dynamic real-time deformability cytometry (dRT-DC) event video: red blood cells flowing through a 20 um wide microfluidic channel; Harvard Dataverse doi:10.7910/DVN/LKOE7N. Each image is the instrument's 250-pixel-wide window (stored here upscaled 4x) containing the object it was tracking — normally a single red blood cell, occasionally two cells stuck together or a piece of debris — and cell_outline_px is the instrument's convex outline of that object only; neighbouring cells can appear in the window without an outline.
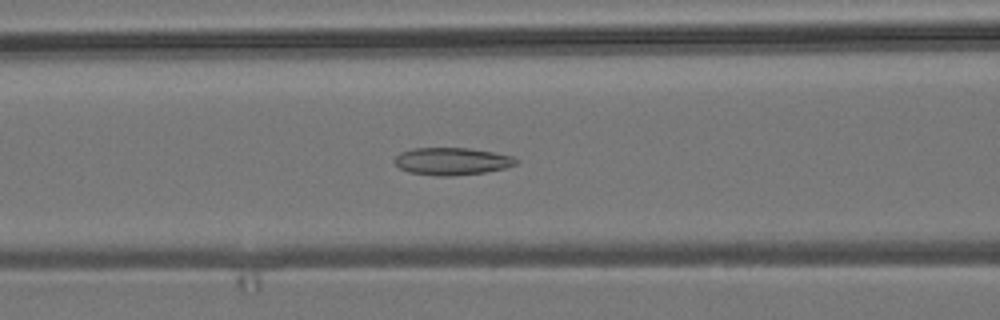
{"species": "common noctule bat (a hibernating species)", "species_latin": "Nyctalus noctula", "temperature_condition": "room temperature", "stored_images_in_passage": 43, "camera_frame_rate_fps": 3000, "um_per_image_px": 0.085, "animal": {"sex": "male", "body_mass_g": 19.2, "forearm_length_mm": 51.8}, "frame": {"image": 1, "passage_image": 12, "time_ms": 3.667, "image_size_px": [1000, 320], "cell_outline_px": [[520, 160], [516, 164], [504, 168], [484, 172], [448, 176], [436, 176], [408, 172], [400, 168], [396, 164], [396, 156], [400, 152], [412, 148], [468, 148], [492, 152], [512, 156]], "centroid_in_image_um": [38.41, 13.7], "position_along_channel_um": 128.2, "area_um2": 19.25}}
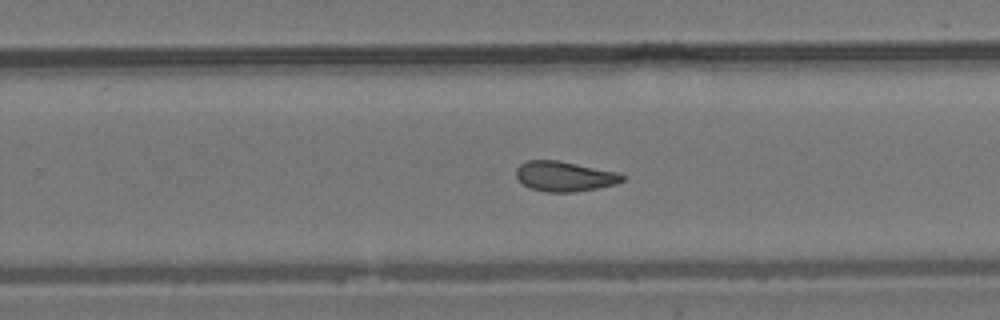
{"frame": {"image": 2, "passage_image": 24, "time_ms": 7.667, "image_size_px": [1000, 320], "cell_outline_px": [[628, 176], [624, 180], [616, 184], [596, 188], [572, 192], [548, 192], [532, 188], [524, 184], [516, 176], [516, 168], [520, 164], [528, 160], [556, 160], [620, 172]], "centroid_in_image_um": [48.04, 14.98], "position_along_channel_um": 281.8, "area_um2": 18.55}}
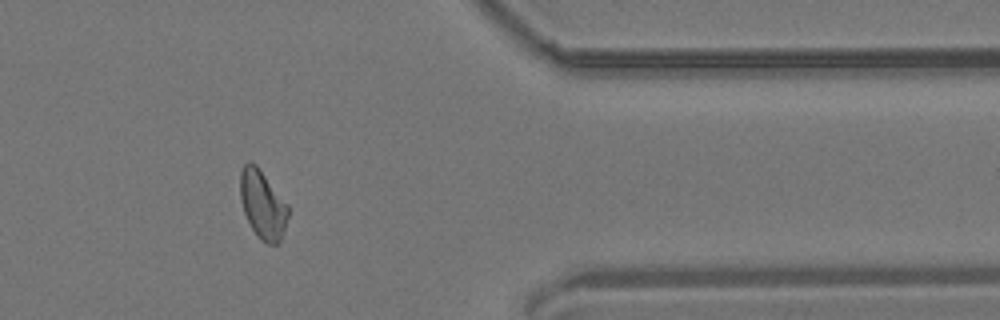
{"frame": {"image": 3, "passage_image": 34, "time_ms": 11.0, "image_size_px": [1000, 320], "cell_outline_px": [[288, 216], [280, 244], [268, 244], [260, 240], [256, 236], [244, 212], [240, 200], [240, 172], [244, 164], [248, 160], [256, 164], [288, 204]], "centroid_in_image_um": [22.32, 17.39], "position_along_channel_um": 389.1, "area_um2": 19.25}, "authors_computed_cell_mechanics": {"area_um2": 18.8428, "velocity_mm_per_s": 3.8579, "shape_relaxation_time_tau1_ms": null, "shape_relaxation_time_tau2_ms": 3.157, "deformation_change_tau1": null, "deformation_change_tau2": 0.1041}}